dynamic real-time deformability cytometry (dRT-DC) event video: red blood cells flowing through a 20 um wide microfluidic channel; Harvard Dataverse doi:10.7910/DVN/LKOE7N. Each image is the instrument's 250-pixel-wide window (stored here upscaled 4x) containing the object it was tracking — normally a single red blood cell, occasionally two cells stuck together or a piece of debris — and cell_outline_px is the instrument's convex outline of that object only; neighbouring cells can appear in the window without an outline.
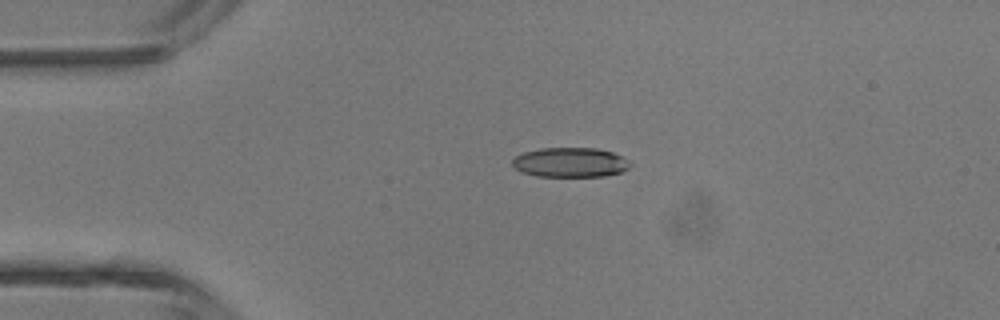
{"species": "common noctule bat (a hibernating species)", "species_latin": "Nyctalus noctula", "temperature_condition": "room temperature", "stored_images_in_passage": 4, "camera_frame_rate_fps": 3000, "um_per_image_px": 0.085, "animal": {"sex": "male", "body_mass_g": 13.3}, "frame": {"image": 1, "passage_image": 3, "time_ms": 2.333, "image_size_px": [1000, 320], "cell_outline_px": [[632, 164], [628, 168], [620, 172], [604, 176], [536, 176], [520, 172], [512, 164], [512, 160], [516, 156], [524, 152], [540, 148], [596, 148], [612, 152], [628, 160]], "centroid_in_image_um": [48.45, 13.8], "position_along_channel_um": 36.5, "area_um2": 20.29}}